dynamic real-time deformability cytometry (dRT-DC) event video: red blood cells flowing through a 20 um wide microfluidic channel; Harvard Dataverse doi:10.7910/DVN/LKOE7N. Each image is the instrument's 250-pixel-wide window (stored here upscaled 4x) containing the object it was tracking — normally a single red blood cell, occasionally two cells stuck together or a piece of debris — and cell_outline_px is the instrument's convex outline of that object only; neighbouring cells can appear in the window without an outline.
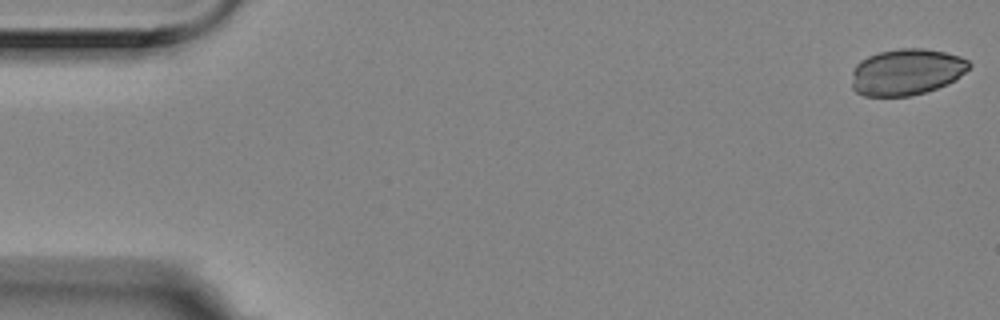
{"species": "Egyptian fruit bat (a non-hibernating species)", "species_latin": "Rousettus aegyptiacus", "temperature_condition": "room temperature", "stored_images_in_passage": 7, "camera_frame_rate_fps": 3000, "um_per_image_px": 0.085, "animal": {"sex": "female"}, "frame": {"image": 1, "passage_image": 1, "time_ms": 0.0, "image_size_px": [1000, 320], "cell_outline_px": [[972, 64], [956, 80], [948, 84], [924, 92], [908, 96], [864, 96], [856, 92], [852, 88], [852, 72], [856, 64], [860, 60], [868, 56], [880, 52], [900, 48], [924, 48], [944, 52], [960, 56], [968, 60]], "centroid_in_image_um": [77.04, 6.11], "position_along_channel_um": 8.0, "area_um2": 31.79}}
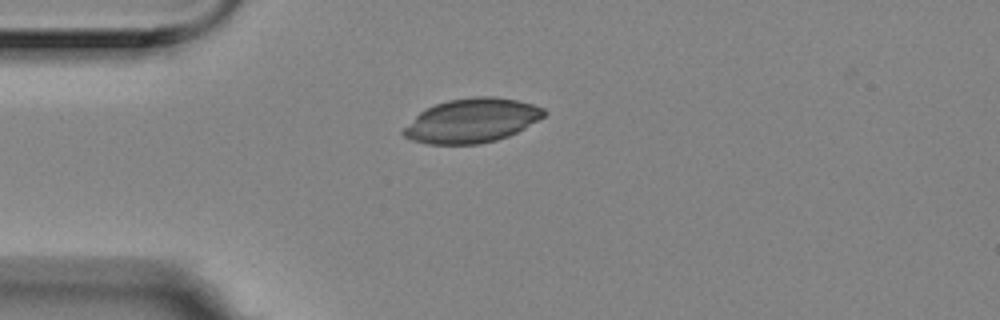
{"frame": {"image": 2, "passage_image": 5, "time_ms": 1.333, "image_size_px": [1000, 320], "cell_outline_px": [[548, 112], [544, 116], [524, 128], [508, 136], [496, 140], [480, 144], [428, 144], [412, 140], [404, 136], [400, 132], [424, 108], [448, 100], [472, 96], [496, 96], [516, 100], [532, 104], [544, 108]], "centroid_in_image_um": [40.1, 10.24], "position_along_channel_um": 44.9, "area_um2": 36.13}}
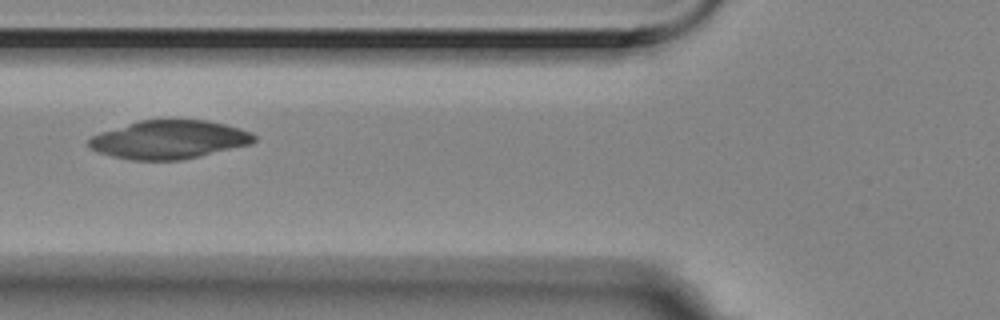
{"frame": {"image": 3, "passage_image": 7, "time_ms": 2.0, "image_size_px": [1000, 320], "cell_outline_px": [[256, 140], [252, 144], [200, 156], [180, 160], [132, 160], [112, 156], [88, 148], [88, 140], [92, 136], [100, 132], [140, 120], [208, 120], [240, 128], [252, 132], [256, 136]], "centroid_in_image_um": [14.4, 11.87], "position_along_channel_um": 111.4, "area_um2": 37.05}}